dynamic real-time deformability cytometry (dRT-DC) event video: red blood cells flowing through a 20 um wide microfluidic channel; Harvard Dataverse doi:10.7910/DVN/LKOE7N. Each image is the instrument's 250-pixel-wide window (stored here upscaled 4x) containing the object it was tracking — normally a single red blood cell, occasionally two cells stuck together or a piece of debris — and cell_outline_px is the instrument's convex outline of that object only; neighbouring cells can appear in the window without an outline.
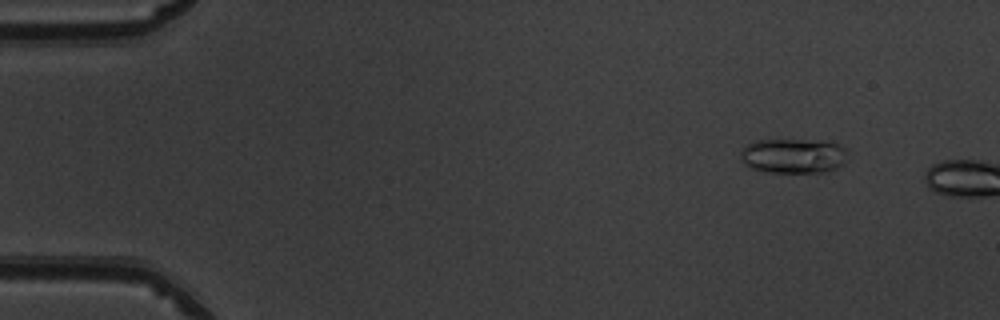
{"species": "common noctule bat (a hibernating species)", "species_latin": "Nyctalus noctula", "temperature_condition": "warm", "stored_images_in_passage": 9, "camera_frame_rate_fps": 3000, "um_per_image_px": 0.085, "animal": {"sex": "male", "body_mass_g": 19.5, "forearm_length_mm": 54.6}, "frame": {"image": 1, "passage_image": 6, "time_ms": 1.667, "image_size_px": [1000, 320], "cell_outline_px": [[844, 152], [840, 164], [836, 168], [824, 172], [768, 172], [752, 168], [744, 164], [740, 160], [740, 152], [748, 144], [756, 140], [836, 140], [844, 148]], "centroid_in_image_um": [67.39, 13.22], "position_along_channel_um": 17.6, "area_um2": 21.62}}